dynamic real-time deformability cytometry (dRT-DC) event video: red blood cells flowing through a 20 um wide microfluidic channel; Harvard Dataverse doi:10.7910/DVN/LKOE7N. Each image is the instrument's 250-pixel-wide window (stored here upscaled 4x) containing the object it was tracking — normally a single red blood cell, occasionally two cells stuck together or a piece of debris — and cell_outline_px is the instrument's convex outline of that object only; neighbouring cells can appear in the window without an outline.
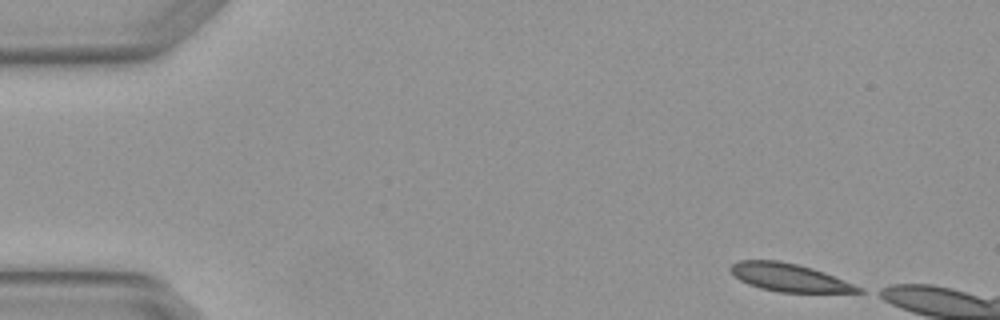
{"species": "Egyptian fruit bat (a non-hibernating species)", "species_latin": "Rousettus aegyptiacus", "temperature_condition": "warm", "stored_images_in_passage": 4, "camera_frame_rate_fps": 3000, "um_per_image_px": 0.085, "animal": {"sex": "female"}, "frame": {"image": 1, "passage_image": 1, "time_ms": 0.0, "image_size_px": [1000, 320], "cell_outline_px": [[864, 292], [780, 292], [760, 288], [748, 284], [740, 280], [728, 268], [732, 264], [740, 260], [776, 260], [796, 264], [812, 268], [824, 272], [864, 288]], "centroid_in_image_um": [67.08, 23.59], "position_along_channel_um": 17.9, "area_um2": 20.58}}
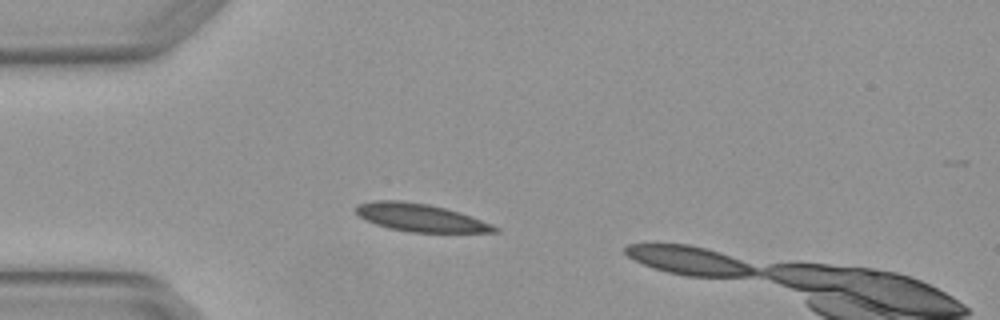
{"frame": {"image": 2, "passage_image": 3, "time_ms": 0.667, "image_size_px": [1000, 320], "cell_outline_px": [[500, 232], [412, 232], [388, 228], [364, 220], [356, 212], [356, 204], [372, 200], [400, 200], [428, 204], [460, 212], [472, 216], [492, 224], [500, 228]], "centroid_in_image_um": [35.73, 18.49], "position_along_channel_um": 49.3, "area_um2": 22.54}}